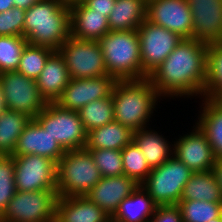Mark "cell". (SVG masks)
Returning a JSON list of instances; mask_svg holds the SVG:
<instances>
[{"label":"cell","instance_id":"1","mask_svg":"<svg viewBox=\"0 0 222 222\" xmlns=\"http://www.w3.org/2000/svg\"><path fill=\"white\" fill-rule=\"evenodd\" d=\"M208 44L182 39L167 58L148 76L162 97H201L207 77Z\"/></svg>","mask_w":222,"mask_h":222},{"label":"cell","instance_id":"2","mask_svg":"<svg viewBox=\"0 0 222 222\" xmlns=\"http://www.w3.org/2000/svg\"><path fill=\"white\" fill-rule=\"evenodd\" d=\"M23 36L28 44L57 51L70 36L69 6L60 0H39L25 10Z\"/></svg>","mask_w":222,"mask_h":222},{"label":"cell","instance_id":"3","mask_svg":"<svg viewBox=\"0 0 222 222\" xmlns=\"http://www.w3.org/2000/svg\"><path fill=\"white\" fill-rule=\"evenodd\" d=\"M161 97L148 77L118 80L112 92L115 121L132 131L145 129Z\"/></svg>","mask_w":222,"mask_h":222},{"label":"cell","instance_id":"4","mask_svg":"<svg viewBox=\"0 0 222 222\" xmlns=\"http://www.w3.org/2000/svg\"><path fill=\"white\" fill-rule=\"evenodd\" d=\"M108 75L117 80L144 79L137 30L109 31L98 40Z\"/></svg>","mask_w":222,"mask_h":222},{"label":"cell","instance_id":"5","mask_svg":"<svg viewBox=\"0 0 222 222\" xmlns=\"http://www.w3.org/2000/svg\"><path fill=\"white\" fill-rule=\"evenodd\" d=\"M57 195L86 196L102 178L86 148L66 151L57 162Z\"/></svg>","mask_w":222,"mask_h":222},{"label":"cell","instance_id":"6","mask_svg":"<svg viewBox=\"0 0 222 222\" xmlns=\"http://www.w3.org/2000/svg\"><path fill=\"white\" fill-rule=\"evenodd\" d=\"M192 174L183 162L172 155L160 166L152 168L141 185L157 205H177Z\"/></svg>","mask_w":222,"mask_h":222},{"label":"cell","instance_id":"7","mask_svg":"<svg viewBox=\"0 0 222 222\" xmlns=\"http://www.w3.org/2000/svg\"><path fill=\"white\" fill-rule=\"evenodd\" d=\"M34 119L65 151L85 148L87 132L77 111L49 102Z\"/></svg>","mask_w":222,"mask_h":222},{"label":"cell","instance_id":"8","mask_svg":"<svg viewBox=\"0 0 222 222\" xmlns=\"http://www.w3.org/2000/svg\"><path fill=\"white\" fill-rule=\"evenodd\" d=\"M57 190L17 191L0 222H55Z\"/></svg>","mask_w":222,"mask_h":222},{"label":"cell","instance_id":"9","mask_svg":"<svg viewBox=\"0 0 222 222\" xmlns=\"http://www.w3.org/2000/svg\"><path fill=\"white\" fill-rule=\"evenodd\" d=\"M57 51L73 79L108 75L98 41L82 40L70 35Z\"/></svg>","mask_w":222,"mask_h":222},{"label":"cell","instance_id":"10","mask_svg":"<svg viewBox=\"0 0 222 222\" xmlns=\"http://www.w3.org/2000/svg\"><path fill=\"white\" fill-rule=\"evenodd\" d=\"M142 73L148 77L183 39L178 34L144 21L137 29Z\"/></svg>","mask_w":222,"mask_h":222},{"label":"cell","instance_id":"11","mask_svg":"<svg viewBox=\"0 0 222 222\" xmlns=\"http://www.w3.org/2000/svg\"><path fill=\"white\" fill-rule=\"evenodd\" d=\"M0 81L9 110L24 113L34 119L46 107L47 102L41 96L36 80L11 71L0 73Z\"/></svg>","mask_w":222,"mask_h":222},{"label":"cell","instance_id":"12","mask_svg":"<svg viewBox=\"0 0 222 222\" xmlns=\"http://www.w3.org/2000/svg\"><path fill=\"white\" fill-rule=\"evenodd\" d=\"M13 157L17 191L57 190L55 161L36 154Z\"/></svg>","mask_w":222,"mask_h":222},{"label":"cell","instance_id":"13","mask_svg":"<svg viewBox=\"0 0 222 222\" xmlns=\"http://www.w3.org/2000/svg\"><path fill=\"white\" fill-rule=\"evenodd\" d=\"M117 81L111 75L85 79L71 78L55 103L64 109L79 111L92 101L112 96Z\"/></svg>","mask_w":222,"mask_h":222},{"label":"cell","instance_id":"14","mask_svg":"<svg viewBox=\"0 0 222 222\" xmlns=\"http://www.w3.org/2000/svg\"><path fill=\"white\" fill-rule=\"evenodd\" d=\"M147 20L183 39L192 38V14L187 0H147Z\"/></svg>","mask_w":222,"mask_h":222},{"label":"cell","instance_id":"15","mask_svg":"<svg viewBox=\"0 0 222 222\" xmlns=\"http://www.w3.org/2000/svg\"><path fill=\"white\" fill-rule=\"evenodd\" d=\"M194 127L173 142V155L192 172L211 171L216 160L213 150L205 134L196 124Z\"/></svg>","mask_w":222,"mask_h":222},{"label":"cell","instance_id":"16","mask_svg":"<svg viewBox=\"0 0 222 222\" xmlns=\"http://www.w3.org/2000/svg\"><path fill=\"white\" fill-rule=\"evenodd\" d=\"M192 14V38L222 42V0H187Z\"/></svg>","mask_w":222,"mask_h":222},{"label":"cell","instance_id":"17","mask_svg":"<svg viewBox=\"0 0 222 222\" xmlns=\"http://www.w3.org/2000/svg\"><path fill=\"white\" fill-rule=\"evenodd\" d=\"M65 152L35 119H31L20 134L12 156L36 154L57 163Z\"/></svg>","mask_w":222,"mask_h":222},{"label":"cell","instance_id":"18","mask_svg":"<svg viewBox=\"0 0 222 222\" xmlns=\"http://www.w3.org/2000/svg\"><path fill=\"white\" fill-rule=\"evenodd\" d=\"M138 186L139 184L133 178L126 175L102 177L86 196L112 216L119 203Z\"/></svg>","mask_w":222,"mask_h":222},{"label":"cell","instance_id":"19","mask_svg":"<svg viewBox=\"0 0 222 222\" xmlns=\"http://www.w3.org/2000/svg\"><path fill=\"white\" fill-rule=\"evenodd\" d=\"M70 35L90 41H98L110 31L108 17L105 13L95 12L83 2L69 7Z\"/></svg>","mask_w":222,"mask_h":222},{"label":"cell","instance_id":"20","mask_svg":"<svg viewBox=\"0 0 222 222\" xmlns=\"http://www.w3.org/2000/svg\"><path fill=\"white\" fill-rule=\"evenodd\" d=\"M55 222H111V216L87 196H58Z\"/></svg>","mask_w":222,"mask_h":222},{"label":"cell","instance_id":"21","mask_svg":"<svg viewBox=\"0 0 222 222\" xmlns=\"http://www.w3.org/2000/svg\"><path fill=\"white\" fill-rule=\"evenodd\" d=\"M70 79L63 57L58 51H54L48 57L40 76L36 79V84L47 103L56 102Z\"/></svg>","mask_w":222,"mask_h":222},{"label":"cell","instance_id":"22","mask_svg":"<svg viewBox=\"0 0 222 222\" xmlns=\"http://www.w3.org/2000/svg\"><path fill=\"white\" fill-rule=\"evenodd\" d=\"M157 204L141 184L123 199L111 216V222H150Z\"/></svg>","mask_w":222,"mask_h":222},{"label":"cell","instance_id":"23","mask_svg":"<svg viewBox=\"0 0 222 222\" xmlns=\"http://www.w3.org/2000/svg\"><path fill=\"white\" fill-rule=\"evenodd\" d=\"M147 20V0H115L108 17L110 31H131Z\"/></svg>","mask_w":222,"mask_h":222},{"label":"cell","instance_id":"24","mask_svg":"<svg viewBox=\"0 0 222 222\" xmlns=\"http://www.w3.org/2000/svg\"><path fill=\"white\" fill-rule=\"evenodd\" d=\"M133 133L129 127L113 121L89 131L85 148L122 150L133 141Z\"/></svg>","mask_w":222,"mask_h":222},{"label":"cell","instance_id":"25","mask_svg":"<svg viewBox=\"0 0 222 222\" xmlns=\"http://www.w3.org/2000/svg\"><path fill=\"white\" fill-rule=\"evenodd\" d=\"M149 129L134 131L133 141L143 152L147 164L152 169L160 166L173 155V145L162 134L159 135L154 129Z\"/></svg>","mask_w":222,"mask_h":222},{"label":"cell","instance_id":"26","mask_svg":"<svg viewBox=\"0 0 222 222\" xmlns=\"http://www.w3.org/2000/svg\"><path fill=\"white\" fill-rule=\"evenodd\" d=\"M202 110L195 124L205 134L216 159L222 158V108L213 100L204 98Z\"/></svg>","mask_w":222,"mask_h":222},{"label":"cell","instance_id":"27","mask_svg":"<svg viewBox=\"0 0 222 222\" xmlns=\"http://www.w3.org/2000/svg\"><path fill=\"white\" fill-rule=\"evenodd\" d=\"M180 200H203L222 203V195L211 171L193 172L185 184Z\"/></svg>","mask_w":222,"mask_h":222},{"label":"cell","instance_id":"28","mask_svg":"<svg viewBox=\"0 0 222 222\" xmlns=\"http://www.w3.org/2000/svg\"><path fill=\"white\" fill-rule=\"evenodd\" d=\"M31 118L7 109L0 114V155H13L18 138Z\"/></svg>","mask_w":222,"mask_h":222},{"label":"cell","instance_id":"29","mask_svg":"<svg viewBox=\"0 0 222 222\" xmlns=\"http://www.w3.org/2000/svg\"><path fill=\"white\" fill-rule=\"evenodd\" d=\"M77 112L87 133L115 121L112 96L92 101Z\"/></svg>","mask_w":222,"mask_h":222},{"label":"cell","instance_id":"30","mask_svg":"<svg viewBox=\"0 0 222 222\" xmlns=\"http://www.w3.org/2000/svg\"><path fill=\"white\" fill-rule=\"evenodd\" d=\"M222 93V42L208 44L207 77L203 98L213 100Z\"/></svg>","mask_w":222,"mask_h":222},{"label":"cell","instance_id":"31","mask_svg":"<svg viewBox=\"0 0 222 222\" xmlns=\"http://www.w3.org/2000/svg\"><path fill=\"white\" fill-rule=\"evenodd\" d=\"M177 206L180 209L183 222H208L222 215V203L180 200Z\"/></svg>","mask_w":222,"mask_h":222},{"label":"cell","instance_id":"32","mask_svg":"<svg viewBox=\"0 0 222 222\" xmlns=\"http://www.w3.org/2000/svg\"><path fill=\"white\" fill-rule=\"evenodd\" d=\"M53 52L54 50L48 47L27 44L20 57L16 71L36 80L40 76L48 57Z\"/></svg>","mask_w":222,"mask_h":222},{"label":"cell","instance_id":"33","mask_svg":"<svg viewBox=\"0 0 222 222\" xmlns=\"http://www.w3.org/2000/svg\"><path fill=\"white\" fill-rule=\"evenodd\" d=\"M124 175L133 178L138 184H141L151 172L143 152L138 145L132 141L122 150Z\"/></svg>","mask_w":222,"mask_h":222},{"label":"cell","instance_id":"34","mask_svg":"<svg viewBox=\"0 0 222 222\" xmlns=\"http://www.w3.org/2000/svg\"><path fill=\"white\" fill-rule=\"evenodd\" d=\"M27 44L24 36H0V73L17 70Z\"/></svg>","mask_w":222,"mask_h":222},{"label":"cell","instance_id":"35","mask_svg":"<svg viewBox=\"0 0 222 222\" xmlns=\"http://www.w3.org/2000/svg\"><path fill=\"white\" fill-rule=\"evenodd\" d=\"M16 192L14 157L0 155V217Z\"/></svg>","mask_w":222,"mask_h":222},{"label":"cell","instance_id":"36","mask_svg":"<svg viewBox=\"0 0 222 222\" xmlns=\"http://www.w3.org/2000/svg\"><path fill=\"white\" fill-rule=\"evenodd\" d=\"M90 151L95 165L102 177L124 175L121 150L114 149H87Z\"/></svg>","mask_w":222,"mask_h":222},{"label":"cell","instance_id":"37","mask_svg":"<svg viewBox=\"0 0 222 222\" xmlns=\"http://www.w3.org/2000/svg\"><path fill=\"white\" fill-rule=\"evenodd\" d=\"M25 10L13 7L0 13V36H23Z\"/></svg>","mask_w":222,"mask_h":222},{"label":"cell","instance_id":"38","mask_svg":"<svg viewBox=\"0 0 222 222\" xmlns=\"http://www.w3.org/2000/svg\"><path fill=\"white\" fill-rule=\"evenodd\" d=\"M150 222H183L177 205H157Z\"/></svg>","mask_w":222,"mask_h":222},{"label":"cell","instance_id":"39","mask_svg":"<svg viewBox=\"0 0 222 222\" xmlns=\"http://www.w3.org/2000/svg\"><path fill=\"white\" fill-rule=\"evenodd\" d=\"M83 3L95 12L105 13V16L109 17L115 0H84Z\"/></svg>","mask_w":222,"mask_h":222},{"label":"cell","instance_id":"40","mask_svg":"<svg viewBox=\"0 0 222 222\" xmlns=\"http://www.w3.org/2000/svg\"><path fill=\"white\" fill-rule=\"evenodd\" d=\"M212 173L219 185L220 192L222 195V158L216 159L212 168Z\"/></svg>","mask_w":222,"mask_h":222},{"label":"cell","instance_id":"41","mask_svg":"<svg viewBox=\"0 0 222 222\" xmlns=\"http://www.w3.org/2000/svg\"><path fill=\"white\" fill-rule=\"evenodd\" d=\"M14 6L19 7L20 9L26 10L29 9L32 5H34L39 0H13Z\"/></svg>","mask_w":222,"mask_h":222},{"label":"cell","instance_id":"42","mask_svg":"<svg viewBox=\"0 0 222 222\" xmlns=\"http://www.w3.org/2000/svg\"><path fill=\"white\" fill-rule=\"evenodd\" d=\"M14 7L13 0H0V13L5 12Z\"/></svg>","mask_w":222,"mask_h":222},{"label":"cell","instance_id":"43","mask_svg":"<svg viewBox=\"0 0 222 222\" xmlns=\"http://www.w3.org/2000/svg\"><path fill=\"white\" fill-rule=\"evenodd\" d=\"M7 106H6V101H5V97L3 95V88H2V83L0 81V114L4 113L7 110Z\"/></svg>","mask_w":222,"mask_h":222},{"label":"cell","instance_id":"44","mask_svg":"<svg viewBox=\"0 0 222 222\" xmlns=\"http://www.w3.org/2000/svg\"><path fill=\"white\" fill-rule=\"evenodd\" d=\"M64 5H67V6H71V5H74L76 3H81L83 2L84 0H60Z\"/></svg>","mask_w":222,"mask_h":222},{"label":"cell","instance_id":"45","mask_svg":"<svg viewBox=\"0 0 222 222\" xmlns=\"http://www.w3.org/2000/svg\"><path fill=\"white\" fill-rule=\"evenodd\" d=\"M213 101L220 107L222 108V93L217 95Z\"/></svg>","mask_w":222,"mask_h":222},{"label":"cell","instance_id":"46","mask_svg":"<svg viewBox=\"0 0 222 222\" xmlns=\"http://www.w3.org/2000/svg\"><path fill=\"white\" fill-rule=\"evenodd\" d=\"M208 222H222V215L219 218H214Z\"/></svg>","mask_w":222,"mask_h":222}]
</instances>
